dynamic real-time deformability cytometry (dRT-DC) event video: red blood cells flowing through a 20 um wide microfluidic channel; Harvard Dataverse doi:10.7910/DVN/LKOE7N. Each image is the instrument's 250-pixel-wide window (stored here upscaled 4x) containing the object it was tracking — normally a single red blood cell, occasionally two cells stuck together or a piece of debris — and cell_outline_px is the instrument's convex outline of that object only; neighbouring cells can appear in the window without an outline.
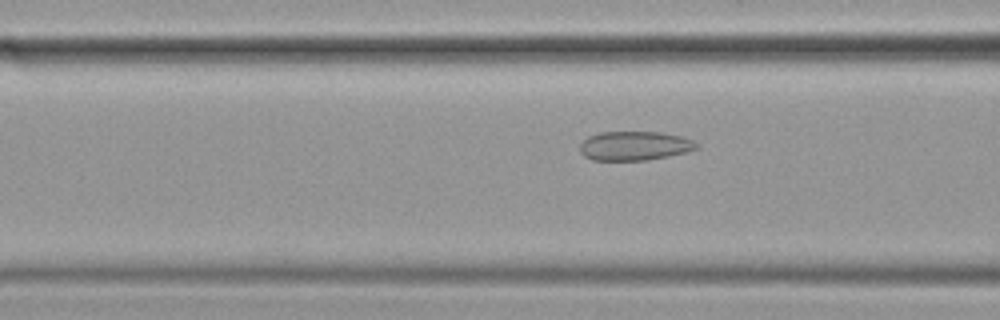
{"species": "common noctule bat (a hibernating species)", "species_latin": "Nyctalus noctula", "temperature_condition": "cold", "stored_images_in_passage": 58, "camera_frame_rate_fps": 3000, "um_per_image_px": 0.085, "animal": {"sex": "female", "body_mass_g": 19.9}, "frame": {"image": 1, "passage_image": 22, "time_ms": 7.0, "image_size_px": [1000, 320], "cell_outline_px": [[700, 148], [688, 152], [648, 160], [592, 160], [584, 156], [580, 152], [580, 144], [588, 136], [600, 132], [660, 132], [680, 136], [692, 140]], "centroid_in_image_um": [53.93, 12.4], "position_along_channel_um": 112.7, "area_um2": 19.83}}
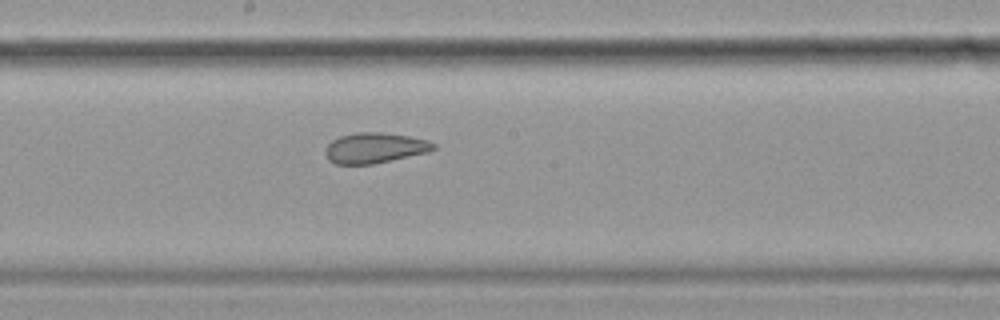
{"frame": {"image": 2, "passage_image": 31, "time_ms": 10.0, "image_size_px": [1000, 320], "cell_outline_px": [[436, 148], [428, 152], [372, 164], [336, 164], [328, 160], [328, 144], [332, 140], [340, 136], [356, 132], [380, 132], [408, 136], [428, 140], [436, 144]], "centroid_in_image_um": [31.89, 12.56], "position_along_channel_um": 216.3, "area_um2": 18.9}}
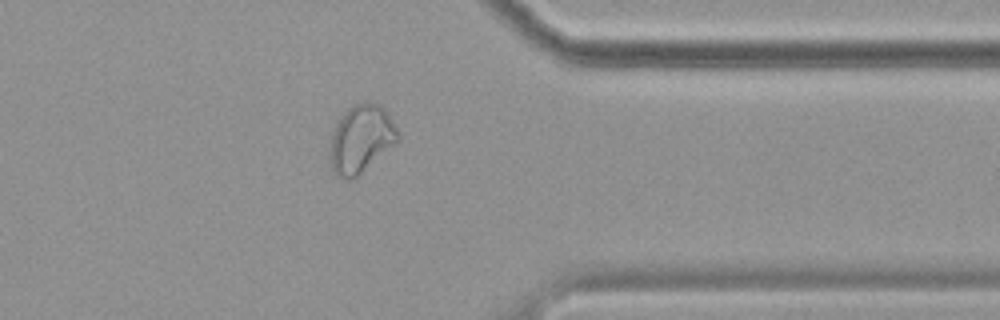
{"frame": {"image": 3, "passage_image": 46, "time_ms": 15.0, "image_size_px": [1000, 320], "cell_outline_px": [[400, 136], [396, 140], [352, 180], [348, 180], [336, 176], [332, 172], [328, 156], [332, 136], [336, 120], [352, 104], [364, 100], [368, 100], [380, 104], [384, 108], [400, 132]], "centroid_in_image_um": [30.63, 11.76], "position_along_channel_um": 380.8, "area_um2": 26.88}, "authors_computed_cell_mechanics": {"area_um2": 23.987, "velocity_mm_per_s": 3.4691, "shape_relaxation_time_tau1_ms": null, "shape_relaxation_time_tau2_ms": 2.8346, "deformation_change_tau1": null, "deformation_change_tau2": 0.077}}